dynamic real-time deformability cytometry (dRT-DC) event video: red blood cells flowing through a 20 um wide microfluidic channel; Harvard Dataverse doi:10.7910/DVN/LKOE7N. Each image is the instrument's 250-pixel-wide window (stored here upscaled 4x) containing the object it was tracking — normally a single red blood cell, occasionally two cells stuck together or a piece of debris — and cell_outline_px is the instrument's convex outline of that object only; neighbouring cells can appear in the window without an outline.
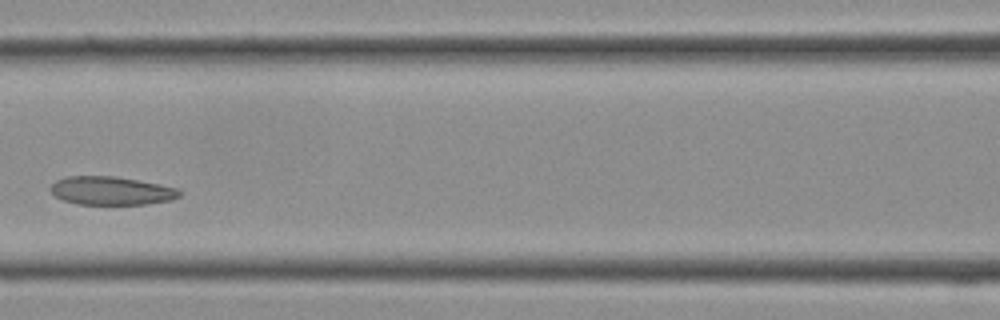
{"species": "Egyptian fruit bat (a non-hibernating species)", "species_latin": "Rousettus aegyptiacus", "temperature_condition": "cold", "stored_images_in_passage": 12, "camera_frame_rate_fps": 3000, "um_per_image_px": 0.085, "frame": {"image": 1, "passage_image": 9, "time_ms": 2.667, "image_size_px": [1000, 320], "cell_outline_px": [[184, 192], [180, 196], [172, 200], [148, 204], [76, 204], [64, 200], [56, 196], [48, 188], [56, 180], [64, 176], [116, 176], [160, 184], [180, 188]], "centroid_in_image_um": [9.5, 16.2], "position_along_channel_um": 157.1, "area_um2": 21.62}}
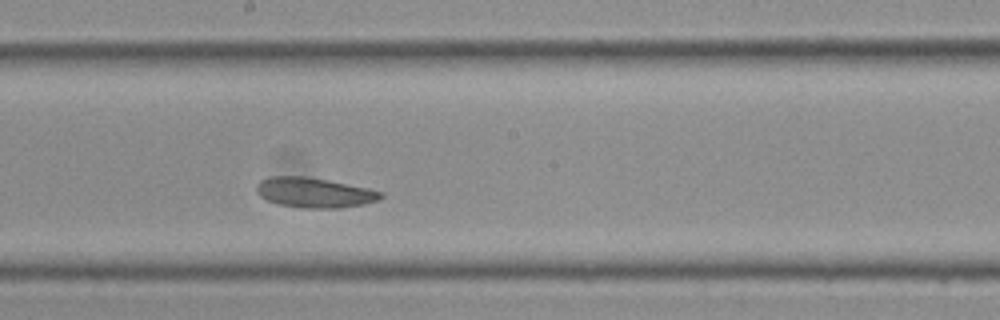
{"frame": {"image": 2, "passage_image": 12, "time_ms": 3.667, "image_size_px": [1000, 320], "cell_outline_px": [[384, 196], [380, 200], [364, 204], [340, 208], [300, 208], [280, 204], [268, 200], [260, 196], [256, 192], [256, 184], [260, 180], [272, 176], [304, 176], [328, 180], [368, 188], [384, 192]], "centroid_in_image_um": [26.74, 16.37], "position_along_channel_um": 221.5, "area_um2": 21.85}}